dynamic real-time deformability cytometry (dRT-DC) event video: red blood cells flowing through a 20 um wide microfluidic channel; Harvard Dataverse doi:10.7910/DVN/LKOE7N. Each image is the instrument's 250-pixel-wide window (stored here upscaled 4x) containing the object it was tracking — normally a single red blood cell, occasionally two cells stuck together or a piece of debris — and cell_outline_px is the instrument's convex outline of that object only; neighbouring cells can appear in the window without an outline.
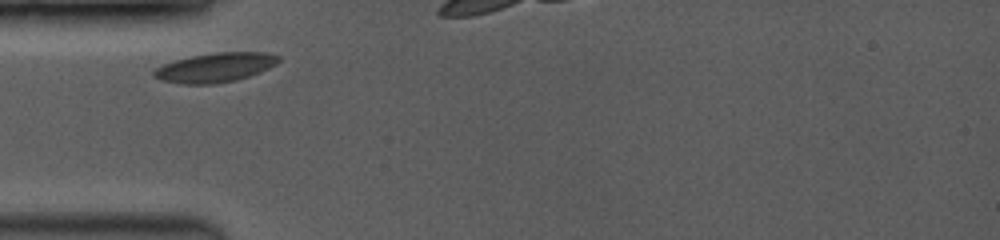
{"species": "common noctule bat (a hibernating species)", "species_latin": "Nyctalus noctula", "temperature_condition": "room temperature", "stored_images_in_passage": 3, "camera_frame_rate_fps": 3500, "um_per_image_px": 0.085, "animal": {"sex": "female", "body_mass_g": 19.0, "forearm_length_mm": 53.3}, "frame": {"image": 1, "passage_image": 1, "time_ms": 0.0, "image_size_px": [1000, 240], "cell_outline_px": [[280, 60], [276, 64], [260, 72], [236, 80], [212, 84], [180, 84], [164, 80], [152, 76], [152, 72], [156, 68], [164, 64], [176, 60], [192, 56], [216, 52], [268, 52], [280, 56]], "centroid_in_image_um": [18.32, 5.73], "position_along_channel_um": 66.7, "area_um2": 21.21}}
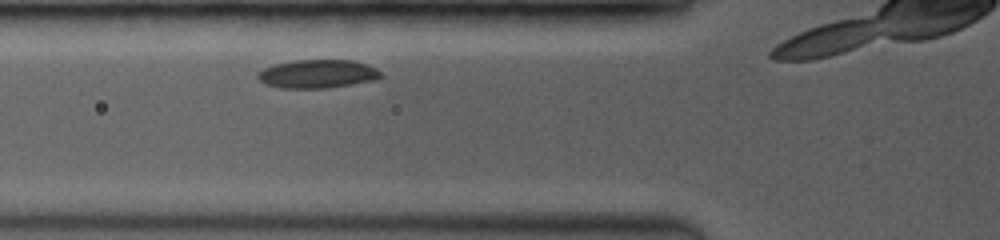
{"frame": {"image": 2, "passage_image": 2, "time_ms": 0.857, "image_size_px": [1000, 240], "cell_outline_px": [[384, 76], [376, 80], [328, 88], [280, 88], [268, 84], [260, 80], [256, 76], [256, 72], [264, 68], [276, 64], [292, 60], [352, 60], [376, 68]], "centroid_in_image_um": [26.99, 6.28], "position_along_channel_um": 98.8, "area_um2": 20.4}}